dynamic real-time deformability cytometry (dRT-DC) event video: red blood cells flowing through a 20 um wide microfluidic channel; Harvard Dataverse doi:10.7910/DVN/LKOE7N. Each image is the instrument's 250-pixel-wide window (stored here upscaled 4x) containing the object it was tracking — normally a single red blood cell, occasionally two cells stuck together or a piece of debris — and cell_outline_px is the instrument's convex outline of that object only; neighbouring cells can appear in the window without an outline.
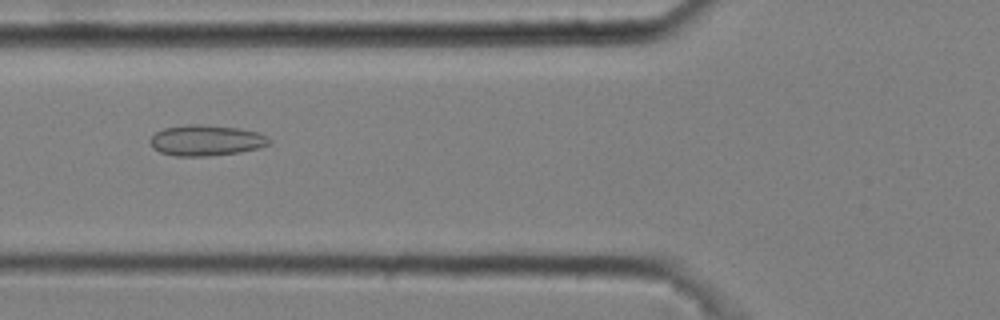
{"species": "common noctule bat (a hibernating species)", "species_latin": "Nyctalus noctula", "temperature_condition": "cold", "stored_images_in_passage": 6, "camera_frame_rate_fps": 3000, "um_per_image_px": 0.085, "animal": {"sex": "male", "body_mass_g": 20.4}, "frame": {"image": 1, "passage_image": 6, "time_ms": 1.667, "image_size_px": [1000, 320], "cell_outline_px": [[272, 144], [260, 148], [240, 152], [208, 156], [176, 156], [160, 152], [152, 148], [148, 140], [156, 132], [164, 128], [188, 124], [200, 124], [240, 128], [260, 132], [268, 136], [272, 140]], "centroid_in_image_um": [17.56, 11.93], "position_along_channel_um": 108.2, "area_um2": 21.73}}